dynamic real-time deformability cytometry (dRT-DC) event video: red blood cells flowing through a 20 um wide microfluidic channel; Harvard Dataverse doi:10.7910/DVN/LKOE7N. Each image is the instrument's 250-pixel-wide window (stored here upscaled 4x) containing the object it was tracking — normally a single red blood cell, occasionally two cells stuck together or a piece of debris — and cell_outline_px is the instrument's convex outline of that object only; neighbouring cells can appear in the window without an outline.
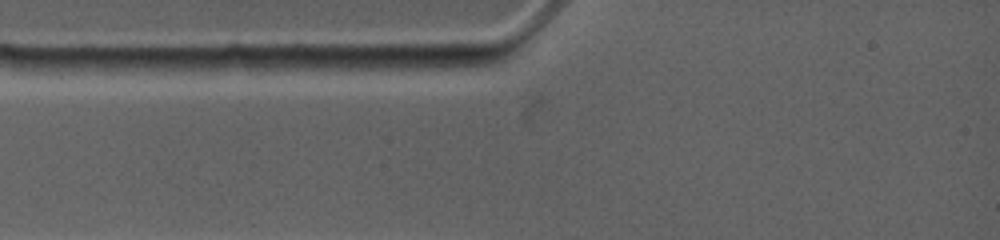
{"species": "common noctule bat (a hibernating species)", "species_latin": "Nyctalus noctula", "temperature_condition": "warm", "stored_images_in_passage": 2, "camera_frame_rate_fps": 4500, "um_per_image_px": 0.085, "animal": {"sex": "female", "body_mass_g": 19.0, "forearm_length_mm": 53.3}, "frame": {"image": 1, "passage_image": 1, "time_ms": 0.0, "image_size_px": [1000, 240], "cell_outline_px": [[456, 64], [448, 68], [340, 68], [328, 56], [448, 56]], "centroid_in_image_um": [33.4, 5.26], "position_along_channel_um": 51.6, "area_um2": 10.23}}